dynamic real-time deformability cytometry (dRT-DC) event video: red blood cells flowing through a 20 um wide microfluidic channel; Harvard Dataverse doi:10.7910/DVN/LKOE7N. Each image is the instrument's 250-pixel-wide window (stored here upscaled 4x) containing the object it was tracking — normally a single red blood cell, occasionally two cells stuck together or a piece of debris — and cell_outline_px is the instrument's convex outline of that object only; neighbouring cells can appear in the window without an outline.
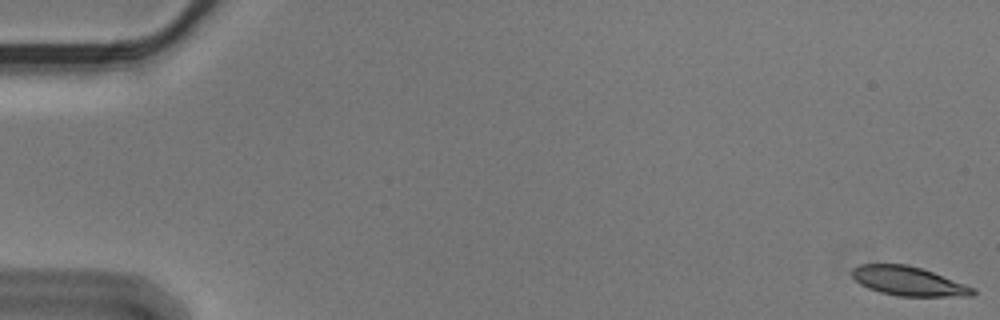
{"species": "Egyptian fruit bat (a non-hibernating species)", "species_latin": "Rousettus aegyptiacus", "temperature_condition": "cold", "stored_images_in_passage": 58, "camera_frame_rate_fps": 3000, "um_per_image_px": 0.085, "animal": {"sex": "male"}, "frame": {"image": 1, "passage_image": 1, "time_ms": 0.0, "image_size_px": [1000, 320], "cell_outline_px": [[976, 292], [972, 296], [896, 296], [880, 292], [868, 288], [860, 284], [852, 276], [852, 268], [860, 264], [904, 264], [920, 268], [932, 272], [976, 288]], "centroid_in_image_um": [77.21, 23.9], "position_along_channel_um": 7.8, "area_um2": 20.4}}
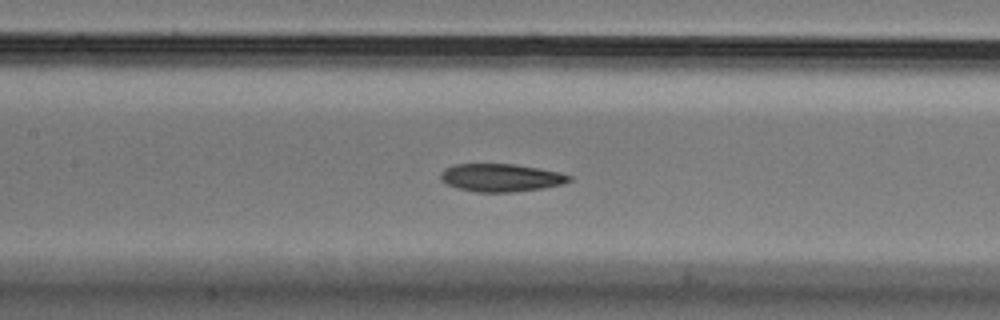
{"frame": {"image": 2, "passage_image": 27, "time_ms": 8.667, "image_size_px": [1000, 320], "cell_outline_px": [[572, 180], [564, 184], [544, 188], [512, 192], [476, 192], [456, 188], [440, 180], [440, 172], [444, 168], [456, 164], [516, 164], [560, 172], [572, 176]], "centroid_in_image_um": [42.59, 15.1], "position_along_channel_um": 164.8, "area_um2": 21.1}}
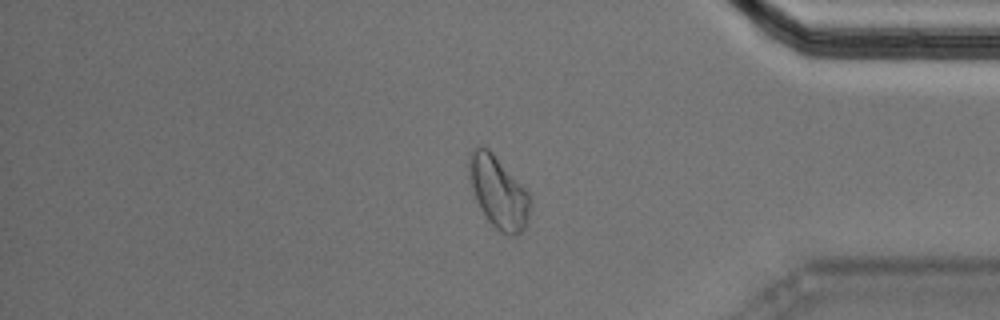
{"frame": {"image": 3, "passage_image": 48, "time_ms": 15.667, "image_size_px": [1000, 320], "cell_outline_px": [[532, 204], [528, 220], [524, 228], [520, 232], [512, 236], [500, 232], [488, 220], [480, 208], [476, 200], [468, 176], [468, 156], [472, 148], [480, 144], [488, 148], [492, 152], [528, 192]], "centroid_in_image_um": [42.34, 16.31], "position_along_channel_um": 392.9, "area_um2": 25.72}, "authors_computed_cell_mechanics": {"area_um2": 21.675, "velocity_mm_per_s": 3.5512, "shape_relaxation_time_tau1_ms": 6.7277, "shape_relaxation_time_tau2_ms": 2.9387, "deformation_change_tau1": 0.1637, "deformation_change_tau2": 0.0862}}